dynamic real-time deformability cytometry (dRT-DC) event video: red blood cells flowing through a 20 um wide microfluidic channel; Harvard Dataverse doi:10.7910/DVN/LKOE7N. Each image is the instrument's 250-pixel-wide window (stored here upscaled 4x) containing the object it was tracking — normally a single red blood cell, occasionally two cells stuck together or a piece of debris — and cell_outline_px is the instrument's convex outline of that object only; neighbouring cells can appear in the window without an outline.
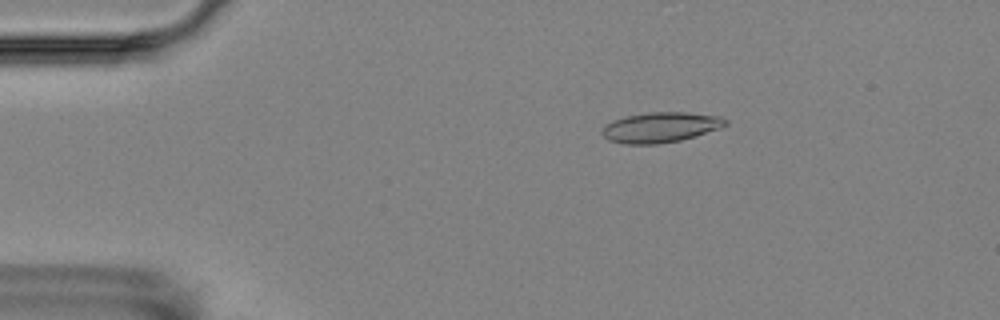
{"species": "Egyptian fruit bat (a non-hibernating species)", "species_latin": "Rousettus aegyptiacus", "temperature_condition": "room temperature", "stored_images_in_passage": 5, "camera_frame_rate_fps": 3000, "um_per_image_px": 0.085, "animal": {"sex": "female"}, "frame": {"image": 1, "passage_image": 2, "time_ms": 1.0, "image_size_px": [1000, 320], "cell_outline_px": [[728, 124], [720, 128], [680, 140], [656, 144], [628, 144], [608, 140], [600, 132], [604, 124], [612, 120], [628, 116], [652, 112], [684, 112], [720, 116], [728, 120]], "centroid_in_image_um": [56.12, 10.82], "position_along_channel_um": 28.9, "area_um2": 21.62}}
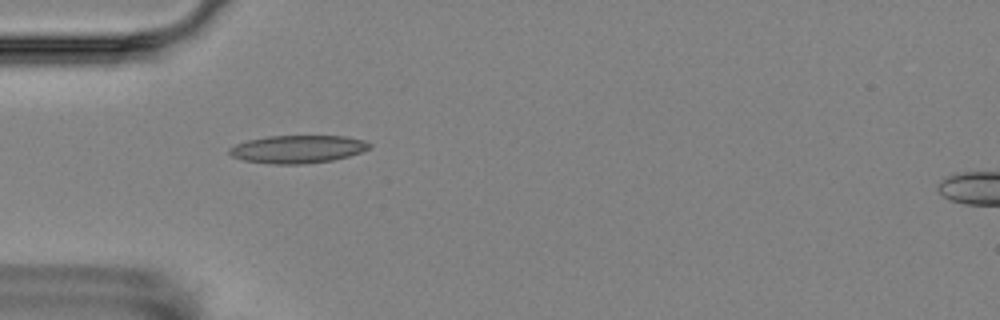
{"frame": {"image": 2, "passage_image": 4, "time_ms": 3.333, "image_size_px": [1000, 320], "cell_outline_px": [[372, 144], [368, 148], [360, 152], [348, 156], [332, 160], [300, 164], [276, 164], [244, 160], [232, 156], [228, 152], [228, 148], [236, 144], [248, 140], [268, 136], [344, 136], [364, 140]], "centroid_in_image_um": [25.28, 12.67], "position_along_channel_um": 59.7, "area_um2": 22.48}}